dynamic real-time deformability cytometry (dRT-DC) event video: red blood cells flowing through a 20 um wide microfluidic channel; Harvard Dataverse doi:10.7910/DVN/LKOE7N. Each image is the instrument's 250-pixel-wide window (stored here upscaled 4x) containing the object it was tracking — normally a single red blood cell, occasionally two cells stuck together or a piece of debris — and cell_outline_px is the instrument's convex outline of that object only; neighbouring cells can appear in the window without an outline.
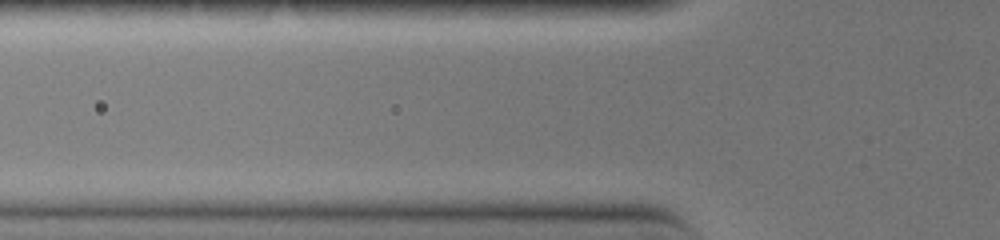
{"species": "common noctule bat (a hibernating species)", "species_latin": "Nyctalus noctula", "temperature_condition": "warm", "stored_images_in_passage": 3, "camera_frame_rate_fps": 3000, "um_per_image_px": 0.085, "animal": {"sex": "female", "body_mass_g": 19.0, "forearm_length_mm": 51.5}, "frame": {"image": 1, "passage_image": 2, "time_ms": 0.333, "image_size_px": [1000, 240], "cell_outline_px": [[440, 164], [432, 168], [360, 168], [280, 164], [280, 160], [292, 156], [324, 152], [420, 156], [440, 160]], "centroid_in_image_um": [30.71, 13.66], "position_along_channel_um": 95.1, "area_um2": 13.99}}